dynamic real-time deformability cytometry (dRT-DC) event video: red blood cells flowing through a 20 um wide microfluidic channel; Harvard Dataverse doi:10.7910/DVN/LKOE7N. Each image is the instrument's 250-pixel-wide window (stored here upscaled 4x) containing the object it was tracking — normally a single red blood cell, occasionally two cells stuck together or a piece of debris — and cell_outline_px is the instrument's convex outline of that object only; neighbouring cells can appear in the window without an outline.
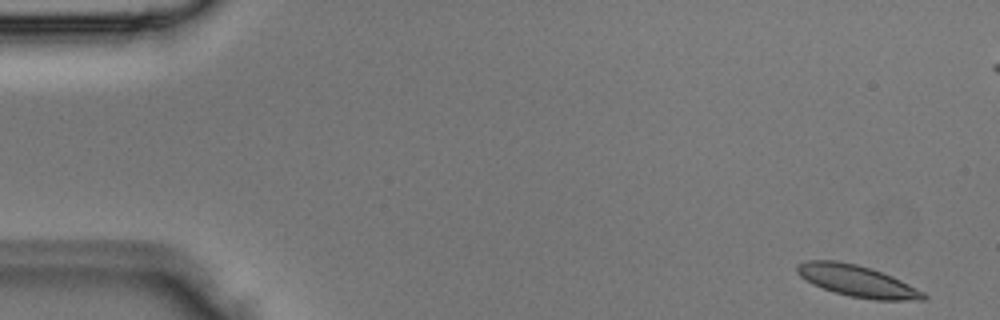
{"species": "Egyptian fruit bat (a non-hibernating species)", "species_latin": "Rousettus aegyptiacus", "temperature_condition": "room temperature", "stored_images_in_passage": 4, "camera_frame_rate_fps": 3000, "um_per_image_px": 0.085, "animal": {"sex": "male"}, "frame": {"image": 1, "passage_image": 1, "time_ms": 0.0, "image_size_px": [1000, 320], "cell_outline_px": [[928, 296], [924, 300], [872, 300], [848, 296], [812, 284], [800, 276], [796, 272], [796, 264], [808, 260], [836, 260], [856, 264], [872, 268], [892, 276], [924, 292]], "centroid_in_image_um": [72.85, 23.88], "position_along_channel_um": 12.2, "area_um2": 23.24}}